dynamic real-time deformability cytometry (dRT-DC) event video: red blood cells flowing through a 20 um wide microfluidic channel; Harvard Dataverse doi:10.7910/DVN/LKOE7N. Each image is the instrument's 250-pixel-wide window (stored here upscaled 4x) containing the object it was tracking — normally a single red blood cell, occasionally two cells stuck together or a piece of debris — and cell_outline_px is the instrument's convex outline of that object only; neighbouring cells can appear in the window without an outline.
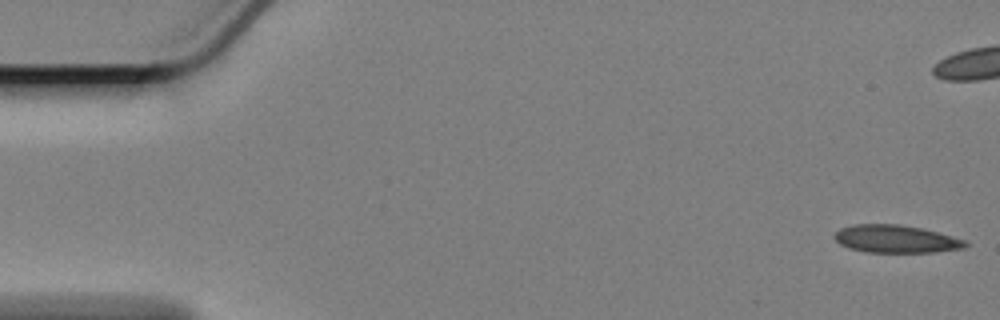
{"species": "Egyptian fruit bat (a non-hibernating species)", "species_latin": "Rousettus aegyptiacus", "temperature_condition": "cold", "stored_images_in_passage": 59, "camera_frame_rate_fps": 3000, "um_per_image_px": 0.085, "animal": {"sex": "female"}, "frame": {"image": 1, "passage_image": 1, "time_ms": 0.0, "image_size_px": [1000, 320], "cell_outline_px": [[968, 244], [964, 248], [932, 252], [864, 252], [848, 248], [840, 244], [832, 236], [840, 228], [852, 224], [900, 224], [920, 228], [936, 232], [964, 240]], "centroid_in_image_um": [76.08, 20.31], "position_along_channel_um": 8.9, "area_um2": 21.04}}
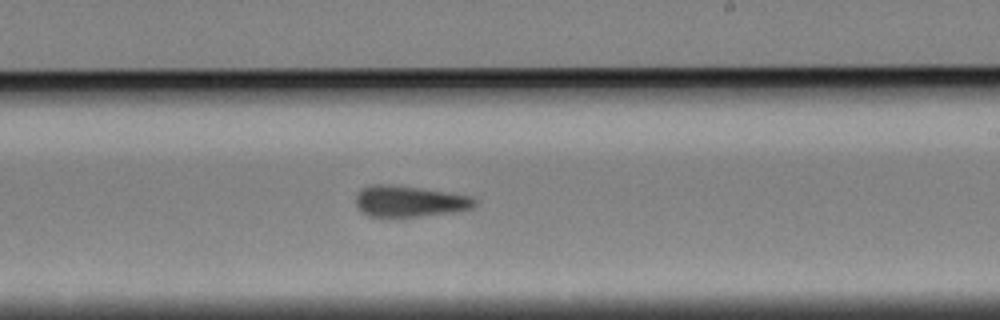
{"frame": {"image": 2, "passage_image": 34, "time_ms": 11.0, "image_size_px": [1000, 320], "cell_outline_px": [[480, 200], [472, 208], [464, 212], [420, 216], [368, 216], [360, 212], [356, 208], [356, 196], [360, 188], [376, 184], [384, 184], [420, 188], [472, 196]], "centroid_in_image_um": [34.85, 17.12], "position_along_channel_um": 254.1, "area_um2": 21.91}}
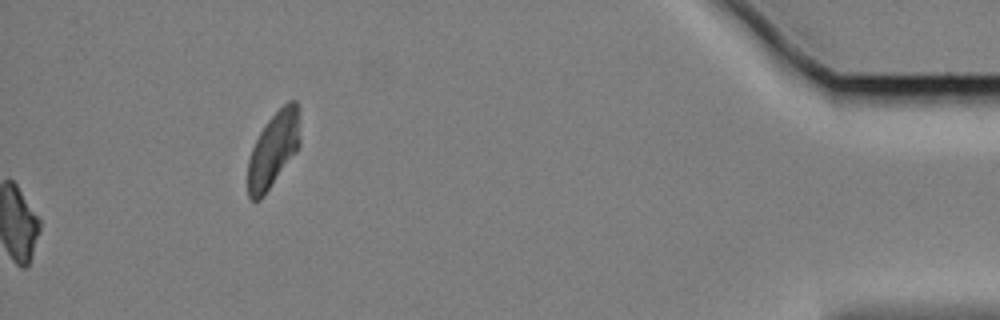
{"frame": {"image": 3, "passage_image": 59, "time_ms": 19.333, "image_size_px": [1000, 320], "cell_outline_px": [[300, 144], [296, 152], [264, 196], [260, 200], [252, 200], [248, 196], [248, 160], [252, 148], [260, 132], [268, 120], [288, 100], [296, 100], [300, 108]], "centroid_in_image_um": [23.27, 12.69], "position_along_channel_um": 411.9, "area_um2": 23.0}, "authors_computed_cell_mechanics": {"area_um2": 21.8484, "velocity_mm_per_s": 3.3787, "shape_relaxation_time_tau1_ms": null, "shape_relaxation_time_tau2_ms": 4.4921, "deformation_change_tau1": null, "deformation_change_tau2": 0.1211}}